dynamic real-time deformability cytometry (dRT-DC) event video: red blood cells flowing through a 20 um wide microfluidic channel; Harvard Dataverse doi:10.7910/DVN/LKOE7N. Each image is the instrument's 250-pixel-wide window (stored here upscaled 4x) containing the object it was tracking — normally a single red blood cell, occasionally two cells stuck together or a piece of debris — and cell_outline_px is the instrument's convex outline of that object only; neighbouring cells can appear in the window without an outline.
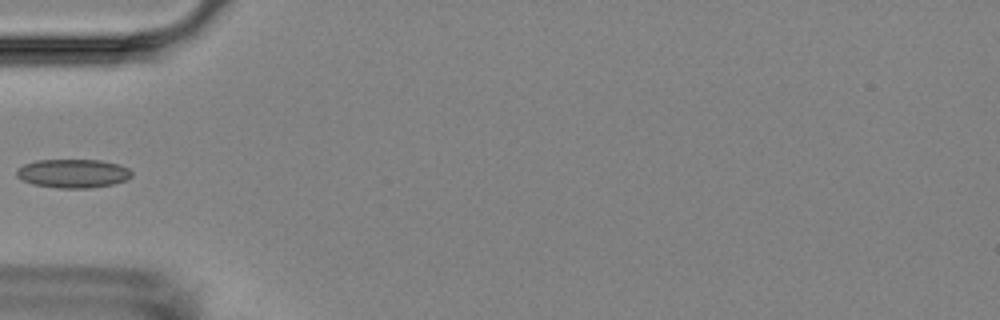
{"species": "Egyptian fruit bat (a non-hibernating species)", "species_latin": "Rousettus aegyptiacus", "temperature_condition": "room temperature", "stored_images_in_passage": 5, "camera_frame_rate_fps": 3000, "um_per_image_px": 0.085, "animal": {"sex": "female"}, "frame": {"image": 1, "passage_image": 4, "time_ms": 4.333, "image_size_px": [1000, 320], "cell_outline_px": [[132, 176], [124, 180], [112, 184], [92, 188], [56, 188], [32, 184], [20, 180], [16, 176], [16, 168], [24, 164], [36, 160], [100, 160], [120, 164], [128, 168], [132, 172]], "centroid_in_image_um": [6.17, 14.74], "position_along_channel_um": 78.8, "area_um2": 19.48}}